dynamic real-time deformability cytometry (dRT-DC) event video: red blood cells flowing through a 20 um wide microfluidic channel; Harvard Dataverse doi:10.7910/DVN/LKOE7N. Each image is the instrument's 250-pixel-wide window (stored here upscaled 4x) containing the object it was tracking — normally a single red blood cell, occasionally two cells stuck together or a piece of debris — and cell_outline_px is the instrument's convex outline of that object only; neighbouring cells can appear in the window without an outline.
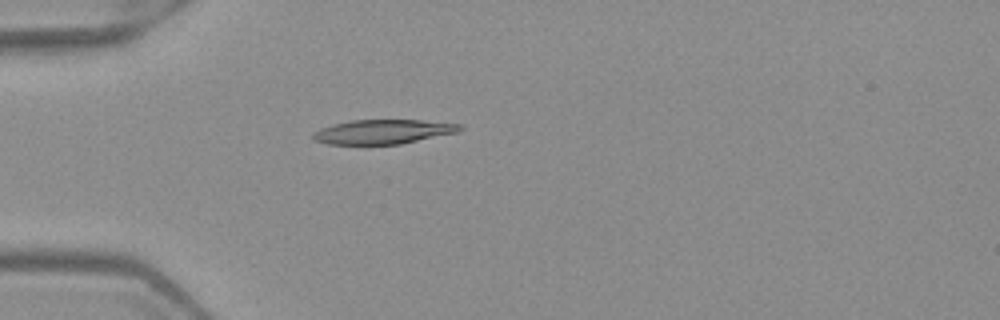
{"species": "Egyptian fruit bat (a non-hibernating species)", "species_latin": "Rousettus aegyptiacus", "temperature_condition": "warm", "stored_images_in_passage": 2, "camera_frame_rate_fps": 3000, "um_per_image_px": 0.085, "frame": {"image": 1, "passage_image": 2, "time_ms": 0.333, "image_size_px": [1000, 320], "cell_outline_px": [[464, 128], [460, 132], [400, 144], [328, 144], [312, 140], [312, 132], [320, 128], [332, 124], [352, 120], [420, 120], [464, 124]], "centroid_in_image_um": [32.58, 11.19], "position_along_channel_um": 52.4, "area_um2": 21.1}}